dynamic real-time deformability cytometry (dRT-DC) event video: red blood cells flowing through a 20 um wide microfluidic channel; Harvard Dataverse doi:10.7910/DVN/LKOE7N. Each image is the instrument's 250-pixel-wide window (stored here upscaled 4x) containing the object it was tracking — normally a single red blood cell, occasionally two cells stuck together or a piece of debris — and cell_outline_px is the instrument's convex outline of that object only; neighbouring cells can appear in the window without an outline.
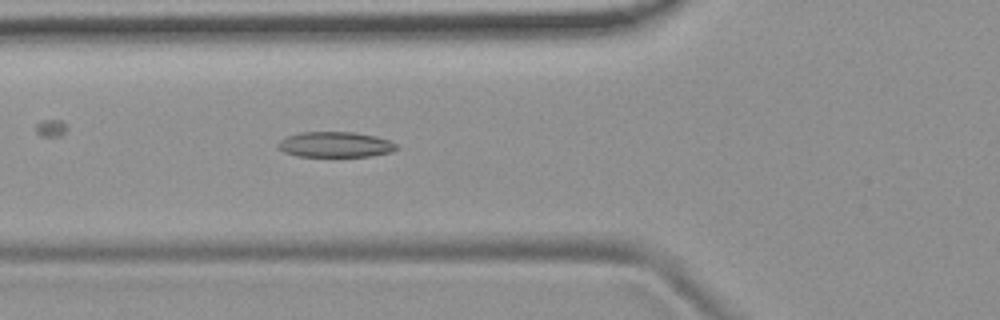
{"species": "common noctule bat (a hibernating species)", "species_latin": "Nyctalus noctula", "temperature_condition": "room temperature", "stored_images_in_passage": 52, "camera_frame_rate_fps": 3000, "um_per_image_px": 0.085, "animal": {"sex": "female", "body_mass_g": 19.9}, "frame": {"image": 1, "passage_image": 19, "time_ms": 6.0, "image_size_px": [1000, 320], "cell_outline_px": [[400, 148], [392, 152], [372, 156], [296, 156], [284, 152], [276, 144], [280, 140], [288, 136], [300, 132], [352, 132], [376, 136], [388, 140], [396, 144]], "centroid_in_image_um": [28.52, 12.29], "position_along_channel_um": 97.3, "area_um2": 17.57}}
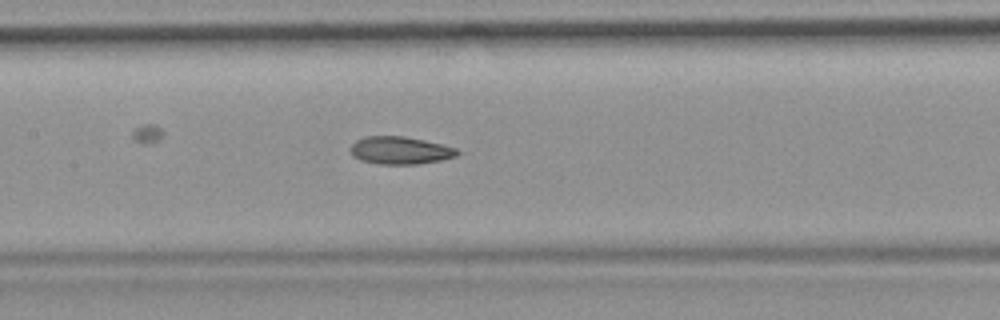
{"frame": {"image": 2, "passage_image": 25, "time_ms": 8.0, "image_size_px": [1000, 320], "cell_outline_px": [[460, 152], [456, 156], [440, 160], [416, 164], [380, 164], [360, 160], [352, 156], [352, 144], [356, 140], [364, 136], [404, 136], [444, 144], [456, 148]], "centroid_in_image_um": [34.02, 12.77], "position_along_channel_um": 173.4, "area_um2": 17.17}}
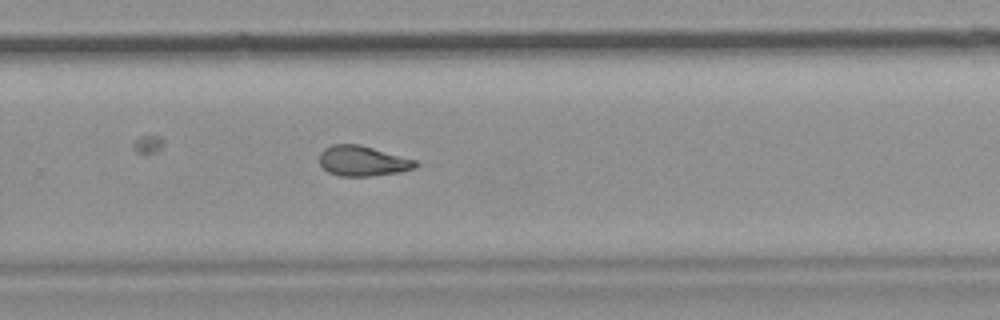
{"frame": {"image": 3, "passage_image": 35, "time_ms": 11.333, "image_size_px": [1000, 320], "cell_outline_px": [[420, 164], [416, 168], [400, 172], [368, 176], [340, 176], [328, 172], [320, 164], [320, 152], [324, 148], [332, 144], [360, 144], [416, 160]], "centroid_in_image_um": [30.84, 13.68], "position_along_channel_um": 299.0, "area_um2": 16.99}, "authors_computed_cell_mechanics": {"area_um2": 17.7446, "velocity_mm_per_s": 3.7854, "shape_relaxation_time_tau1_ms": null, "shape_relaxation_time_tau2_ms": 2.9536, "deformation_change_tau1": null, "deformation_change_tau2": 0.0984}}